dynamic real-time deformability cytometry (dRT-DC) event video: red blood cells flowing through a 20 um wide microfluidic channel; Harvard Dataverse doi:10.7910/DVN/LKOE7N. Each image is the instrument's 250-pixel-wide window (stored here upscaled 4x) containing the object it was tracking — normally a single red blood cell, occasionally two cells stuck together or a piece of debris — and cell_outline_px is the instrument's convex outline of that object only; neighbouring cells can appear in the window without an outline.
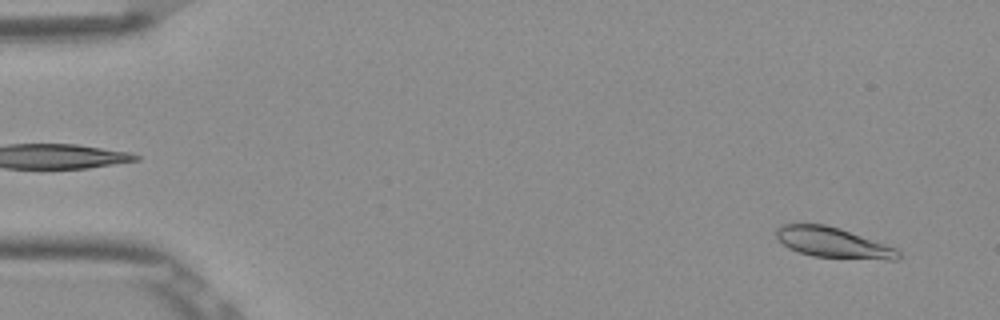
{"species": "Egyptian fruit bat (a non-hibernating species)", "species_latin": "Rousettus aegyptiacus", "temperature_condition": "room temperature", "stored_images_in_passage": 52, "camera_frame_rate_fps": 3000, "um_per_image_px": 0.085, "frame": {"image": 1, "passage_image": 3, "time_ms": 0.667, "image_size_px": [1000, 320], "cell_outline_px": [[900, 256], [896, 260], [888, 260], [812, 256], [788, 248], [776, 236], [776, 228], [784, 224], [824, 224], [840, 228], [896, 248], [900, 252]], "centroid_in_image_um": [70.82, 20.62], "position_along_channel_um": 14.2, "area_um2": 21.39}}
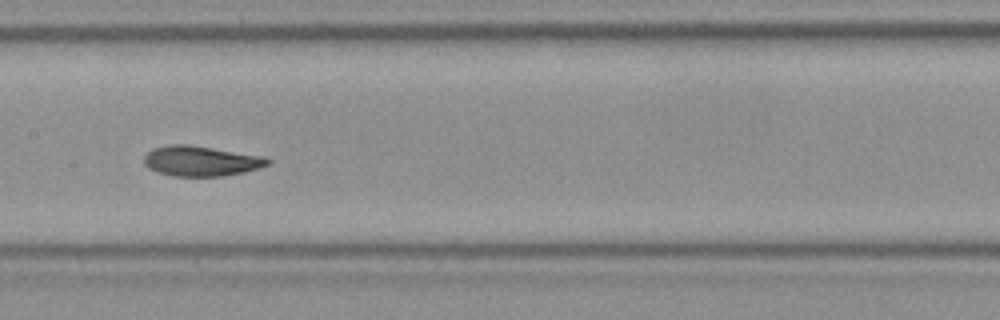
{"frame": {"image": 2, "passage_image": 26, "time_ms": 8.333, "image_size_px": [1000, 320], "cell_outline_px": [[272, 160], [268, 164], [244, 172], [224, 176], [176, 176], [160, 172], [148, 168], [144, 164], [144, 156], [152, 148], [168, 144], [188, 144], [264, 156]], "centroid_in_image_um": [17.07, 13.67], "position_along_channel_um": 190.3, "area_um2": 21.68}}
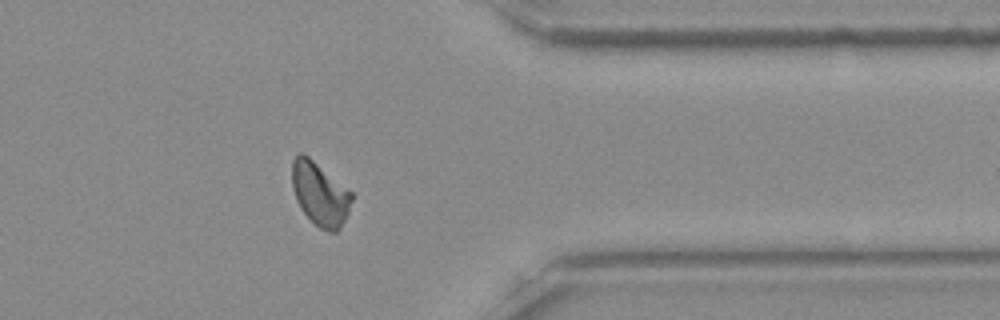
{"frame": {"image": 3, "passage_image": 42, "time_ms": 13.667, "image_size_px": [1000, 320], "cell_outline_px": [[352, 200], [348, 212], [340, 228], [336, 232], [328, 232], [320, 228], [300, 208], [296, 200], [292, 188], [292, 160], [300, 152], [308, 156], [352, 192]], "centroid_in_image_um": [27.18, 16.48], "position_along_channel_um": 384.2, "area_um2": 21.79}, "authors_computed_cell_mechanics": {"area_um2": 21.4727, "velocity_mm_per_s": 3.8594, "shape_relaxation_time_tau1_ms": 4.5145, "shape_relaxation_time_tau2_ms": 1.7664, "deformation_change_tau1": 0.13, "deformation_change_tau2": 0.0541}}